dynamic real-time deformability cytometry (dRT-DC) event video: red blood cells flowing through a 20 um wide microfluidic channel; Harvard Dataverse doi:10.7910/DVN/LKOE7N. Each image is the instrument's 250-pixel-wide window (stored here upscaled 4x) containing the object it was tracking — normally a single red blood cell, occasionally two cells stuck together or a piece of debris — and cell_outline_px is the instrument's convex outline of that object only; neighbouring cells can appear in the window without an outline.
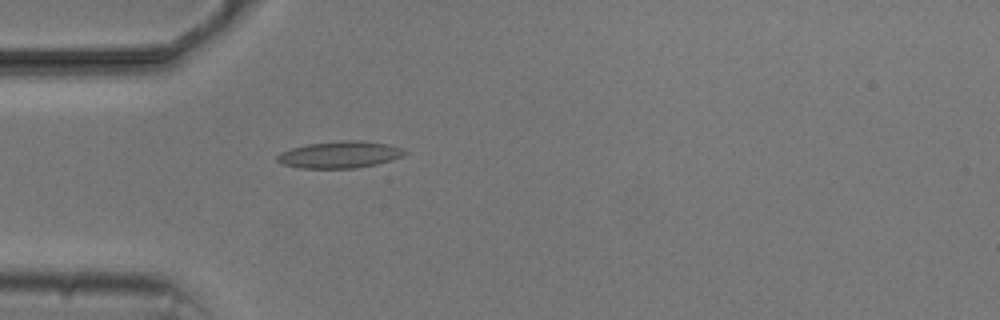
{"species": "common noctule bat (a hibernating species)", "species_latin": "Nyctalus noctula", "temperature_condition": "cold", "stored_images_in_passage": 1, "camera_frame_rate_fps": 3000, "um_per_image_px": 0.085, "animal": {"sex": "male", "body_mass_g": 20.5, "forearm_length_mm": 52.5}, "frame": {"image": 1, "passage_image": 1, "time_ms": 0.0, "image_size_px": [1000, 320], "cell_outline_px": [[408, 152], [400, 156], [376, 164], [356, 168], [300, 168], [284, 164], [276, 160], [276, 156], [280, 152], [292, 148], [308, 144], [340, 140], [364, 140], [388, 144], [400, 148]], "centroid_in_image_um": [28.85, 13.13], "position_along_channel_um": 56.2, "area_um2": 19.77}}